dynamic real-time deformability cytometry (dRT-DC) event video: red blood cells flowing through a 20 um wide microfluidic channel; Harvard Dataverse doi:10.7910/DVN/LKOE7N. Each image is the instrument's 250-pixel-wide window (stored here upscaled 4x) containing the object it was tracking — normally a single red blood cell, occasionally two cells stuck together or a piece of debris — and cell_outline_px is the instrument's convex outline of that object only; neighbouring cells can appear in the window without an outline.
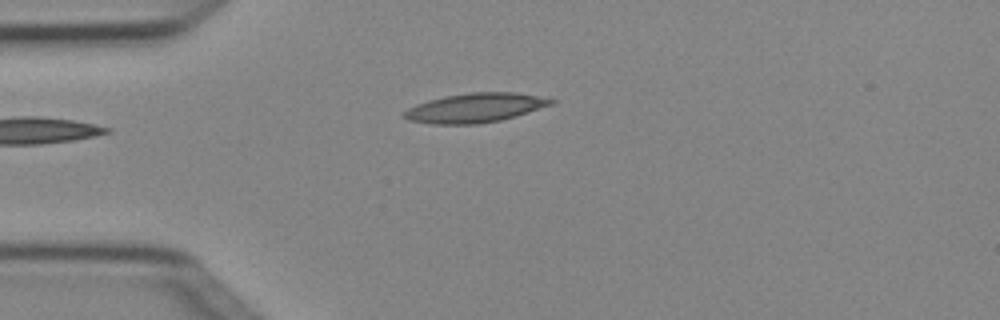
{"species": "Egyptian fruit bat (a non-hibernating species)", "species_latin": "Rousettus aegyptiacus", "temperature_condition": "cold", "stored_images_in_passage": 2, "camera_frame_rate_fps": 3000, "um_per_image_px": 0.085, "animal": {"sex": "female"}, "frame": {"image": 1, "passage_image": 2, "time_ms": 0.333, "image_size_px": [1000, 320], "cell_outline_px": [[560, 100], [552, 104], [516, 116], [500, 120], [476, 124], [432, 124], [408, 120], [404, 116], [404, 112], [408, 108], [416, 104], [428, 100], [444, 96], [472, 92], [516, 92]], "centroid_in_image_um": [40.4, 9.16], "position_along_channel_um": 44.6, "area_um2": 25.03}}